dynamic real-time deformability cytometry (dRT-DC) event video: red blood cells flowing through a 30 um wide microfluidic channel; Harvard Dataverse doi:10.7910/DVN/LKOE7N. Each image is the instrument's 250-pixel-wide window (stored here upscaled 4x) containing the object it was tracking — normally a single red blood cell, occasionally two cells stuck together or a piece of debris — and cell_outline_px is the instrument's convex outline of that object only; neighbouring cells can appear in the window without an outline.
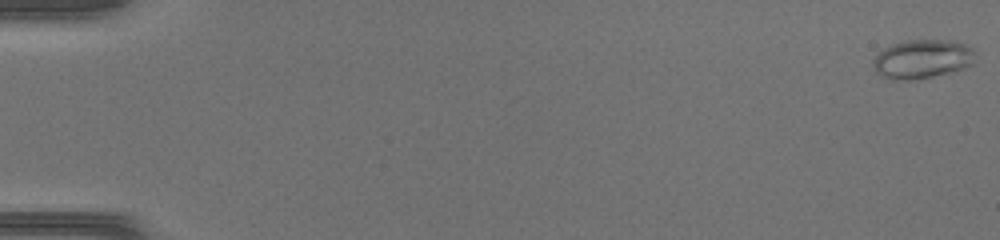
{"species": "common noctule bat (a hibernating species)", "species_latin": "Nyctalus noctula", "temperature_condition": "warm", "stored_images_in_passage": 47, "camera_frame_rate_fps": 3000, "um_per_image_px": 0.085, "animal": {"sex": "female", "body_mass_g": 17.0, "forearm_length_mm": 48.0}, "frame": {"image": 1, "passage_image": 1, "time_ms": 0.0, "image_size_px": [1000, 240], "cell_outline_px": [[976, 52], [972, 64], [948, 72], [916, 80], [892, 80], [876, 72], [872, 64], [872, 60], [884, 48], [892, 44], [908, 40], [952, 40], [964, 44], [972, 48]], "centroid_in_image_um": [78.37, 5.01], "position_along_channel_um": 6.6, "area_um2": 23.0}}
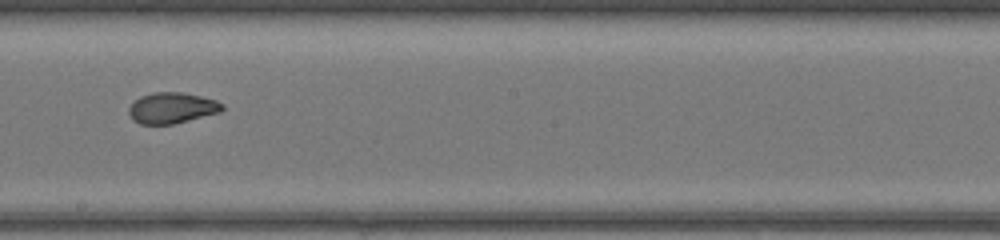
{"frame": {"image": 2, "passage_image": 28, "time_ms": 9.0, "image_size_px": [1000, 240], "cell_outline_px": [[224, 108], [220, 112], [172, 124], [140, 124], [132, 120], [128, 112], [128, 108], [140, 96], [156, 92], [184, 92], [216, 100], [224, 104]], "centroid_in_image_um": [14.61, 9.17], "position_along_channel_um": 233.6, "area_um2": 16.76}}
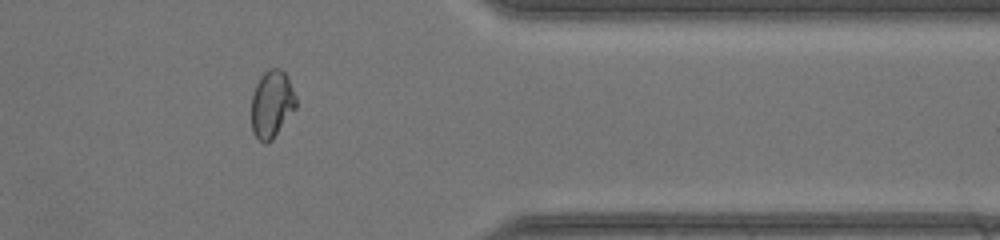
{"frame": {"image": 3, "passage_image": 39, "time_ms": 12.667, "image_size_px": [1000, 240], "cell_outline_px": [[296, 108], [272, 140], [268, 144], [264, 144], [252, 132], [252, 96], [256, 84], [260, 76], [268, 68], [280, 68], [288, 76], [296, 96]], "centroid_in_image_um": [23.11, 8.84], "position_along_channel_um": 388.3, "area_um2": 17.63}}